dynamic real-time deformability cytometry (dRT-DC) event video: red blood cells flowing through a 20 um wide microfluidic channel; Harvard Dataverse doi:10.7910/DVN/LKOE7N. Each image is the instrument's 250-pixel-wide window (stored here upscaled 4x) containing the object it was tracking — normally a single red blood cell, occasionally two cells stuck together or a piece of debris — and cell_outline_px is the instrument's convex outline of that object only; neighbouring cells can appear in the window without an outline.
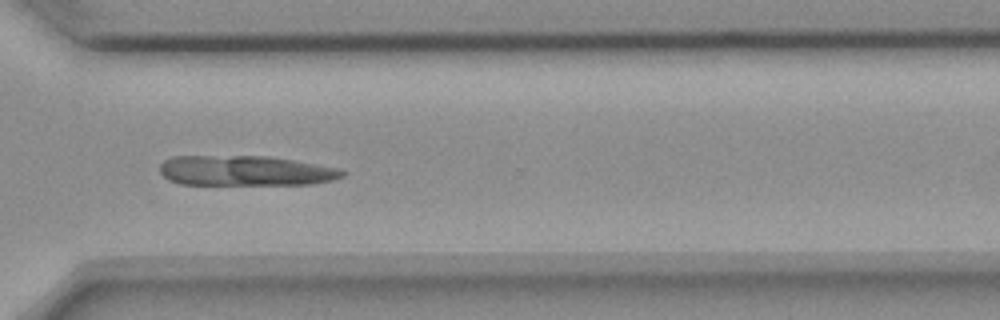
{"species": "common noctule bat (a hibernating species)", "species_latin": "Nyctalus noctula", "temperature_condition": "room temperature", "stored_images_in_passage": 56, "camera_frame_rate_fps": 3000, "um_per_image_px": 0.085, "animal": {"sex": "female", "body_mass_g": 18.4}, "frame": {"image": 1, "passage_image": 41, "time_ms": 13.333, "image_size_px": [1000, 320], "cell_outline_px": [[348, 172], [344, 176], [332, 180], [312, 184], [180, 184], [168, 180], [160, 172], [160, 164], [164, 160], [172, 156], [268, 156], [340, 168]], "centroid_in_image_um": [20.86, 14.51], "position_along_channel_um": 349.7, "area_um2": 32.08}}
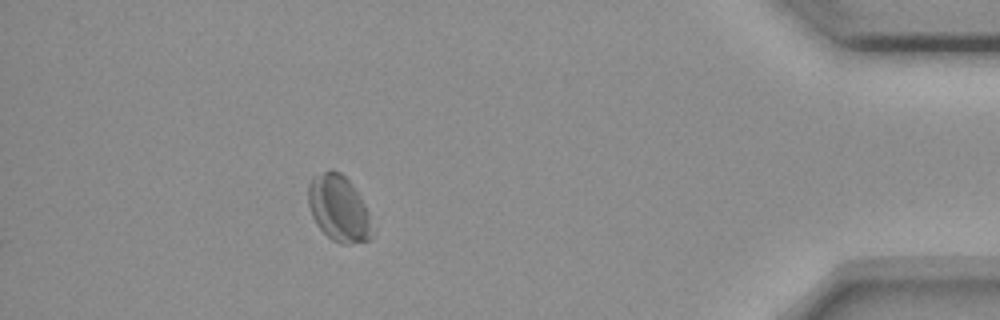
{"frame": {"image": 2, "passage_image": 50, "time_ms": 16.333, "image_size_px": [1000, 320], "cell_outline_px": [[372, 236], [368, 240], [348, 244], [340, 244], [332, 240], [316, 224], [312, 216], [308, 204], [308, 184], [312, 176], [332, 168], [340, 172], [348, 180], [364, 204], [368, 212]], "centroid_in_image_um": [28.75, 17.7], "position_along_channel_um": 406.5, "area_um2": 24.45}}